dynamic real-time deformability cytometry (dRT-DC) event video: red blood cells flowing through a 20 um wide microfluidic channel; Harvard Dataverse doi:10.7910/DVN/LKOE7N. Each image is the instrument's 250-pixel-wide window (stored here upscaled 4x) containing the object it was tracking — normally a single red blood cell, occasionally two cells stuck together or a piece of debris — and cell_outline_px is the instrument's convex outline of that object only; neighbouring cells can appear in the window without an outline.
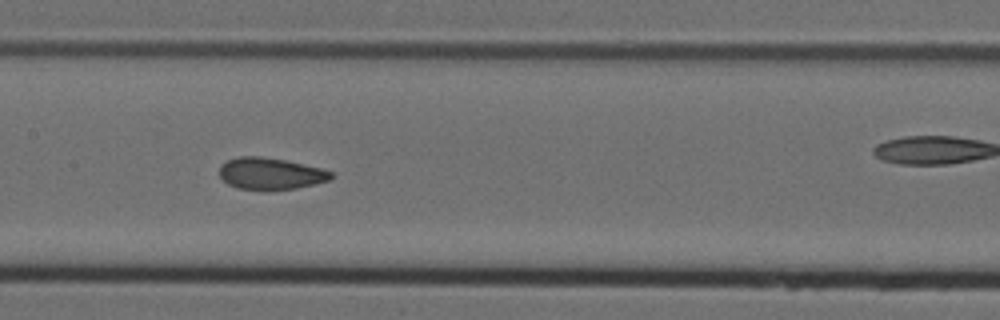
{"species": "Egyptian fruit bat (a non-hibernating species)", "species_latin": "Rousettus aegyptiacus", "temperature_condition": "cold", "stored_images_in_passage": 8, "camera_frame_rate_fps": 3000, "um_per_image_px": 0.085, "animal": {"sex": "female"}, "frame": {"image": 1, "passage_image": 6, "time_ms": 1.667, "image_size_px": [1000, 320], "cell_outline_px": [[332, 176], [328, 180], [316, 184], [296, 188], [236, 188], [228, 184], [220, 176], [220, 164], [236, 156], [260, 156], [284, 160], [320, 168], [332, 172]], "centroid_in_image_um": [22.96, 14.73], "position_along_channel_um": 184.4, "area_um2": 20.11}}
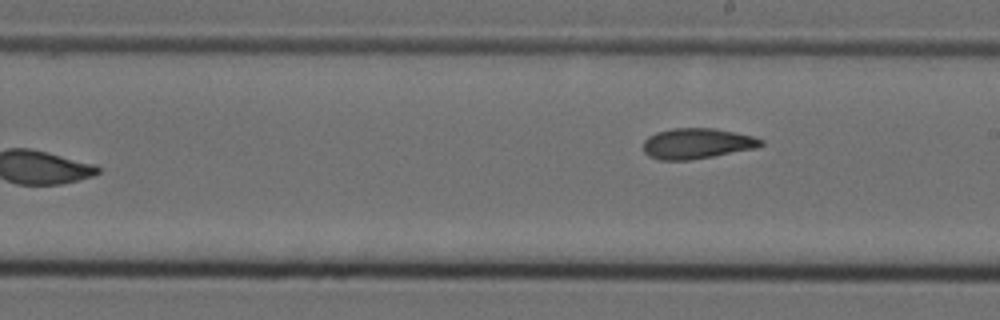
{"frame": {"image": 2, "passage_image": 8, "time_ms": 2.333, "image_size_px": [1000, 320], "cell_outline_px": [[764, 144], [756, 148], [712, 156], [688, 160], [660, 160], [648, 156], [644, 152], [644, 140], [648, 136], [656, 132], [672, 128], [716, 128], [736, 132], [752, 136], [764, 140]], "centroid_in_image_um": [59.23, 12.19], "position_along_channel_um": 229.8, "area_um2": 20.98}}